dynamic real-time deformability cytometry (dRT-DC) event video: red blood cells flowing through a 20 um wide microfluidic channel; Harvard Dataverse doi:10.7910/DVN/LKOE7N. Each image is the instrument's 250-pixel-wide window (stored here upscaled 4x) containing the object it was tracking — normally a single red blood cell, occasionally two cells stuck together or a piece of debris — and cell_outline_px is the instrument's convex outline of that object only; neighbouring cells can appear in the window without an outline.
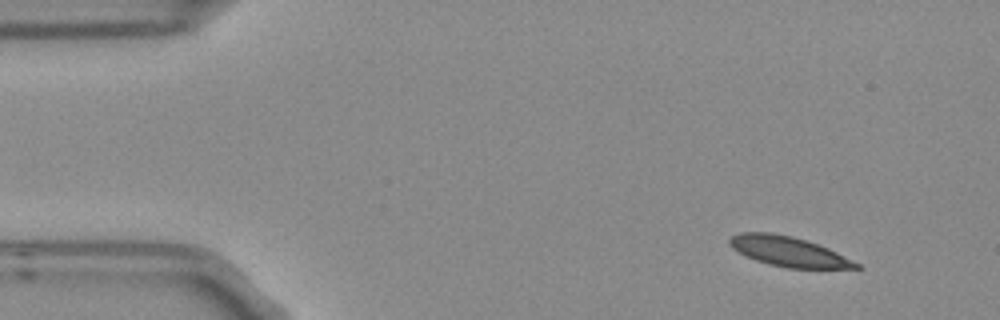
{"species": "Egyptian fruit bat (a non-hibernating species)", "species_latin": "Rousettus aegyptiacus", "temperature_condition": "room temperature", "stored_images_in_passage": 5, "camera_frame_rate_fps": 3000, "um_per_image_px": 0.085, "frame": {"image": 1, "passage_image": 2, "time_ms": 0.333, "image_size_px": [1000, 320], "cell_outline_px": [[864, 268], [784, 268], [768, 264], [756, 260], [732, 248], [728, 244], [728, 240], [732, 236], [740, 232], [772, 232], [792, 236], [828, 248], [860, 264]], "centroid_in_image_um": [67.0, 21.37], "position_along_channel_um": 18.0, "area_um2": 21.85}}